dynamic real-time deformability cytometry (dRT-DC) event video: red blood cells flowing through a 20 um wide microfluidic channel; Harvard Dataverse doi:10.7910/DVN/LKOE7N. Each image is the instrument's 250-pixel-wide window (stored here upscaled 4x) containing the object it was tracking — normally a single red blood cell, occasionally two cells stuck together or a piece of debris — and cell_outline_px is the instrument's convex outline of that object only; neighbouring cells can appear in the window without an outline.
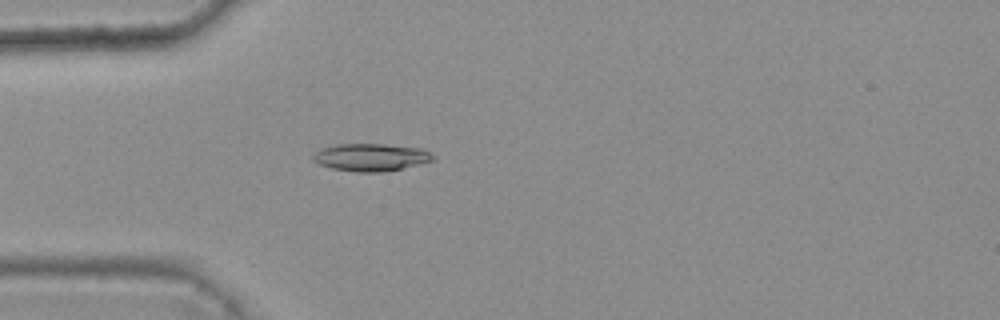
{"species": "common noctule bat (a hibernating species)", "species_latin": "Nyctalus noctula", "temperature_condition": "warm", "stored_images_in_passage": 5, "camera_frame_rate_fps": 3000, "um_per_image_px": 0.085, "animal": {"sex": "female", "body_mass_g": 25.1}, "frame": {"image": 1, "passage_image": 5, "time_ms": 1.333, "image_size_px": [1000, 320], "cell_outline_px": [[436, 160], [384, 172], [356, 172], [332, 168], [320, 164], [312, 160], [312, 156], [316, 152], [324, 148], [336, 144], [384, 144], [424, 148], [436, 156]], "centroid_in_image_um": [31.59, 13.36], "position_along_channel_um": 53.4, "area_um2": 19.31}}